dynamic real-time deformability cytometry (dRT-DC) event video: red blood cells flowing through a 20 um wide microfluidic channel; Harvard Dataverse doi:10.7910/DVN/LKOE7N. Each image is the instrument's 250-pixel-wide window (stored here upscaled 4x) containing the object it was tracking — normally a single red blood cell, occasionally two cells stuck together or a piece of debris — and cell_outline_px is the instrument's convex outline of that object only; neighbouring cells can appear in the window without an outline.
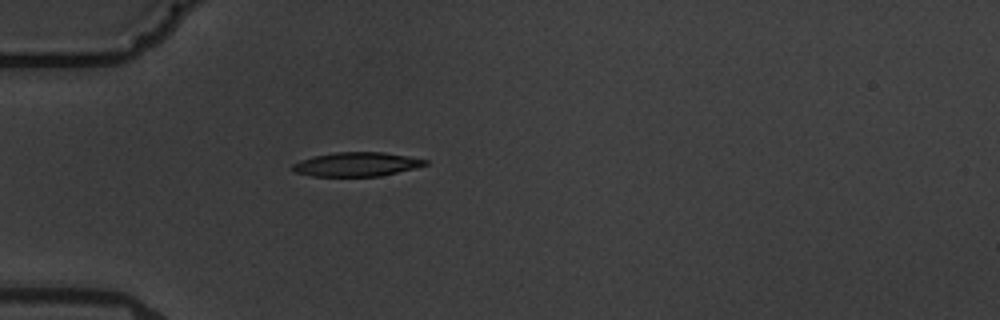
{"species": "common noctule bat (a hibernating species)", "species_latin": "Nyctalus noctula", "temperature_condition": "warm", "stored_images_in_passage": 1, "camera_frame_rate_fps": 3000, "um_per_image_px": 0.085, "animal": {"sex": "male", "body_mass_g": 19.5, "forearm_length_mm": 54.6}, "frame": {"image": 1, "passage_image": 1, "time_ms": 0.0, "image_size_px": [1000, 320], "cell_outline_px": [[428, 164], [416, 168], [380, 176], [312, 176], [296, 172], [292, 168], [292, 164], [300, 160], [312, 156], [336, 152], [384, 152], [408, 156], [428, 160]], "centroid_in_image_um": [30.32, 13.96], "position_along_channel_um": 54.7, "area_um2": 18.61}}